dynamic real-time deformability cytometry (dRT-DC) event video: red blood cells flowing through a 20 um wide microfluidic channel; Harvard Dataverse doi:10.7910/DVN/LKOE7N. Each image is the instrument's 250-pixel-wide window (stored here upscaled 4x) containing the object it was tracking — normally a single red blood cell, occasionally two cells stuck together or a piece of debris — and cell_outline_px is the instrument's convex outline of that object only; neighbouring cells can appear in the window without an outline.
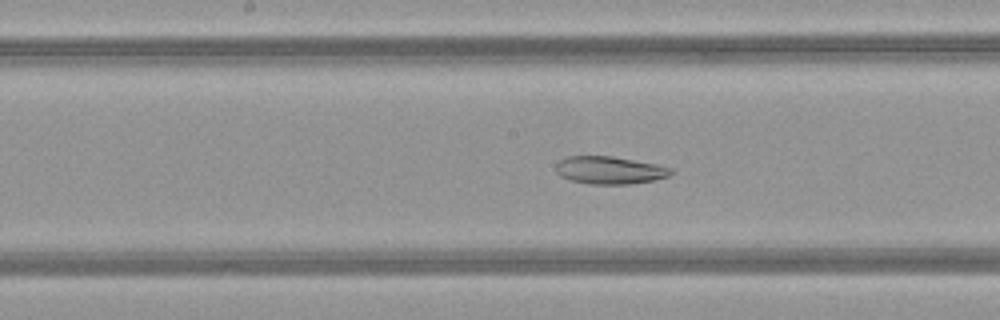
{"species": "common noctule bat (a hibernating species)", "species_latin": "Nyctalus noctula", "temperature_condition": "warm", "stored_images_in_passage": 51, "camera_frame_rate_fps": 3000, "um_per_image_px": 0.085, "animal": {"sex": "female", "body_mass_g": 21.9}, "frame": {"image": 1, "passage_image": 26, "time_ms": 8.333, "image_size_px": [1000, 320], "cell_outline_px": [[672, 172], [668, 176], [652, 180], [632, 184], [592, 184], [568, 180], [560, 176], [556, 172], [556, 164], [560, 160], [568, 156], [612, 156], [656, 164], [672, 168]], "centroid_in_image_um": [51.78, 14.47], "position_along_channel_um": 196.4, "area_um2": 18.5}}
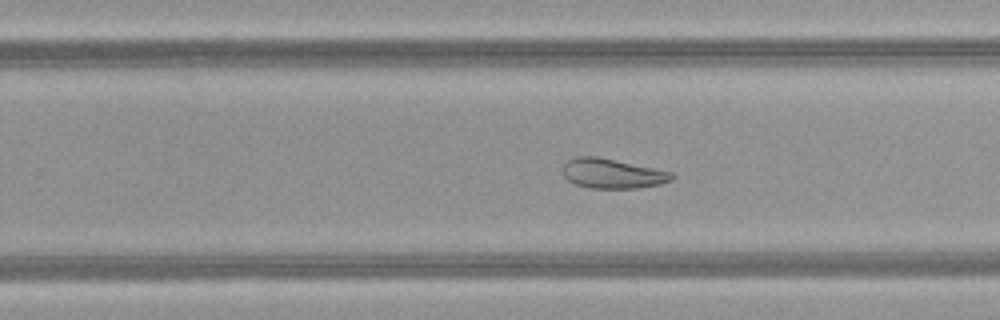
{"frame": {"image": 2, "passage_image": 32, "time_ms": 10.333, "image_size_px": [1000, 320], "cell_outline_px": [[676, 176], [672, 180], [660, 184], [640, 188], [588, 188], [576, 184], [568, 180], [564, 176], [564, 164], [568, 160], [576, 156], [596, 156], [672, 172]], "centroid_in_image_um": [52.06, 14.76], "position_along_channel_um": 277.7, "area_um2": 18.79}}
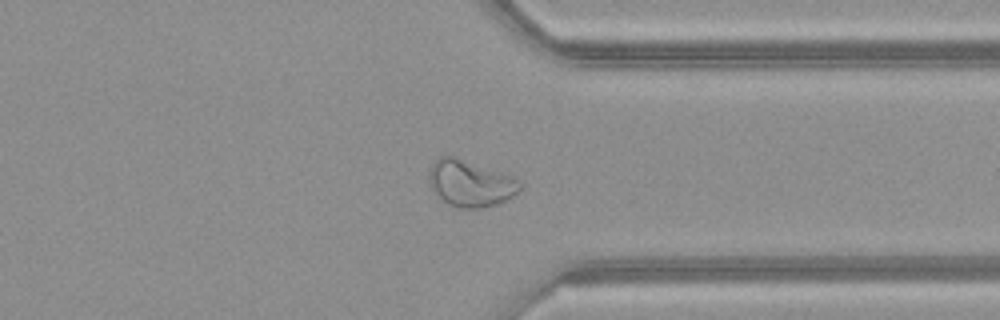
{"frame": {"image": 3, "passage_image": 39, "time_ms": 12.667, "image_size_px": [1000, 320], "cell_outline_px": [[524, 184], [512, 196], [496, 204], [476, 208], [456, 208], [448, 204], [432, 188], [428, 180], [428, 176], [432, 164], [440, 156], [456, 156], [512, 176]], "centroid_in_image_um": [39.97, 15.57], "position_along_channel_um": 371.4, "area_um2": 24.33}, "authors_computed_cell_mechanics": {"area_um2": 28.0908, "velocity_mm_per_s": 4.0891, "shape_relaxation_time_tau1_ms": null, "shape_relaxation_time_tau2_ms": 4.5415, "deformation_change_tau1": null, "deformation_change_tau2": 0.1071}}